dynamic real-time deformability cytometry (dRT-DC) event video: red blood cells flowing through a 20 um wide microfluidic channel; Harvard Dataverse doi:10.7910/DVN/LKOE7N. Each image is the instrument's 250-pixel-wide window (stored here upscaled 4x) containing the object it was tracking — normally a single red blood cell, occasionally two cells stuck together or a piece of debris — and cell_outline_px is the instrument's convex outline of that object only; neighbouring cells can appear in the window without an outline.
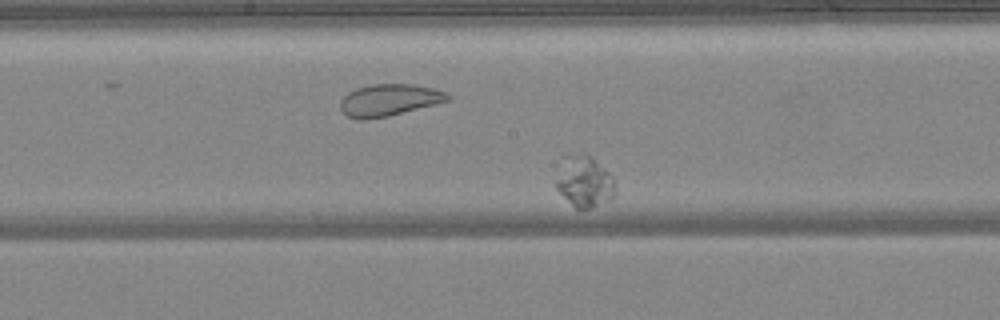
{"species": "common noctule bat (a hibernating species)", "species_latin": "Nyctalus noctula", "temperature_condition": "warm", "stored_images_in_passage": 33, "camera_frame_rate_fps": 3000, "um_per_image_px": 0.085, "animal": {"sex": "female", "body_mass_g": 24.6, "forearm_length_mm": 56.2}, "frame": {"image": 1, "passage_image": 15, "time_ms": 4.667, "image_size_px": [1000, 320], "cell_outline_px": [[616, 192], [612, 200], [592, 208], [576, 208], [556, 188], [556, 180], [584, 156], [592, 156], [612, 176], [616, 188]], "centroid_in_image_um": [49.89, 15.65], "position_along_channel_um": 198.3, "area_um2": 15.55}}
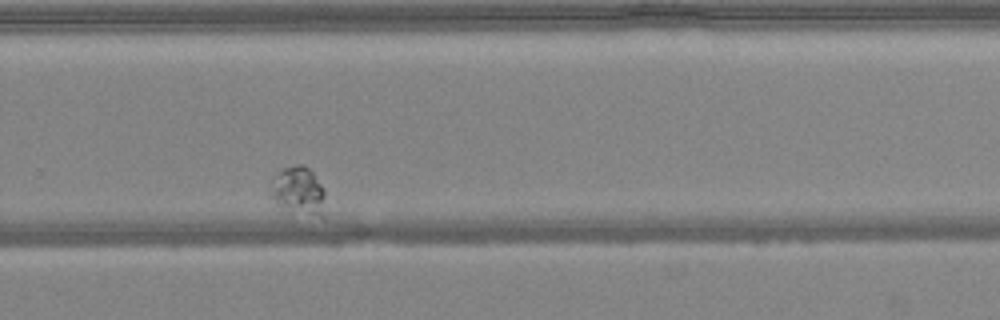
{"frame": {"image": 2, "passage_image": 25, "time_ms": 8.0, "image_size_px": [1000, 320], "cell_outline_px": [[324, 196], [320, 216], [276, 204], [272, 196], [272, 188], [276, 176], [284, 168], [296, 164], [304, 164], [312, 172], [324, 188]], "centroid_in_image_um": [25.39, 16.13], "position_along_channel_um": 304.4, "area_um2": 14.1}}
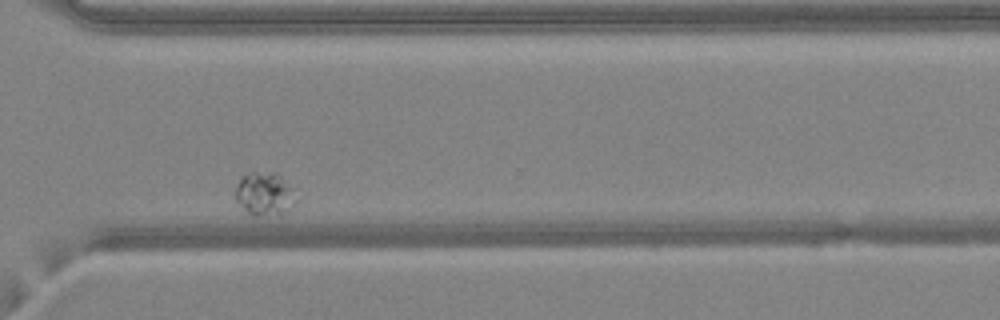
{"frame": {"image": 3, "passage_image": 29, "time_ms": 9.333, "image_size_px": [1000, 320], "cell_outline_px": [[296, 200], [292, 208], [280, 216], [252, 216], [236, 200], [236, 188], [240, 176], [248, 172], [276, 172], [284, 180]], "centroid_in_image_um": [22.46, 16.51], "position_along_channel_um": 348.1, "area_um2": 15.26}}